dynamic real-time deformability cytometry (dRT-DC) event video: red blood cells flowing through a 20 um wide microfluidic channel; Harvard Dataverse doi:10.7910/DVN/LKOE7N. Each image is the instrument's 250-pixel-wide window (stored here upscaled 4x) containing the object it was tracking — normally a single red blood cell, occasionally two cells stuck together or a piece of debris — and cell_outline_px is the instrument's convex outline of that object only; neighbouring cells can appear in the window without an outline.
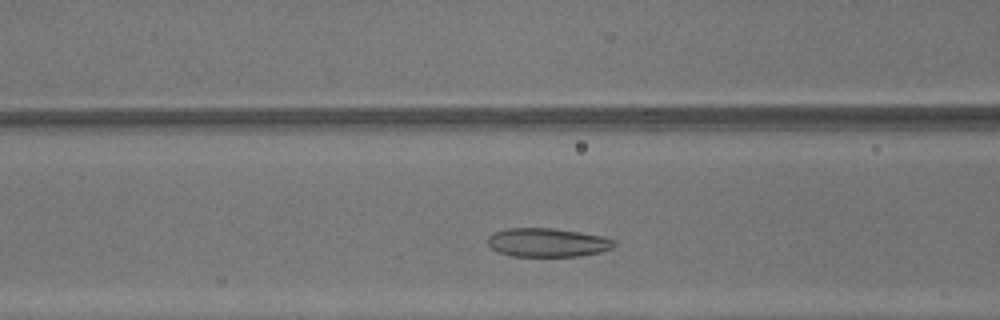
{"species": "common noctule bat (a hibernating species)", "species_latin": "Nyctalus noctula", "temperature_condition": "warm", "stored_images_in_passage": 32, "camera_frame_rate_fps": 3000, "um_per_image_px": 0.085, "animal": {"sex": "male", "body_mass_g": 13.3}, "frame": {"image": 1, "passage_image": 9, "time_ms": 2.667, "image_size_px": [1000, 320], "cell_outline_px": [[616, 244], [612, 248], [600, 252], [580, 256], [512, 256], [500, 252], [492, 248], [488, 244], [488, 236], [492, 232], [508, 228], [552, 228], [580, 232], [604, 236], [616, 240]], "centroid_in_image_um": [46.56, 20.6], "position_along_channel_um": 120.0, "area_um2": 21.27}}
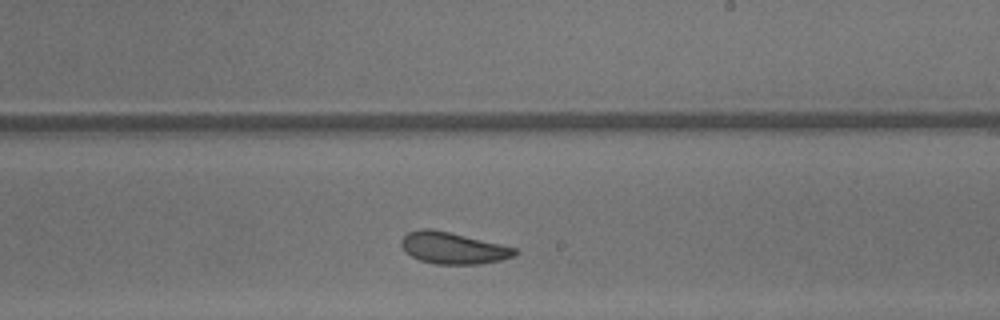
{"frame": {"image": 2, "passage_image": 18, "time_ms": 5.667, "image_size_px": [1000, 320], "cell_outline_px": [[520, 252], [512, 256], [500, 260], [480, 264], [436, 264], [420, 260], [412, 256], [400, 244], [400, 240], [408, 232], [424, 228], [432, 228], [500, 244], [516, 248]], "centroid_in_image_um": [38.5, 21.08], "position_along_channel_um": 250.5, "area_um2": 20.69}}
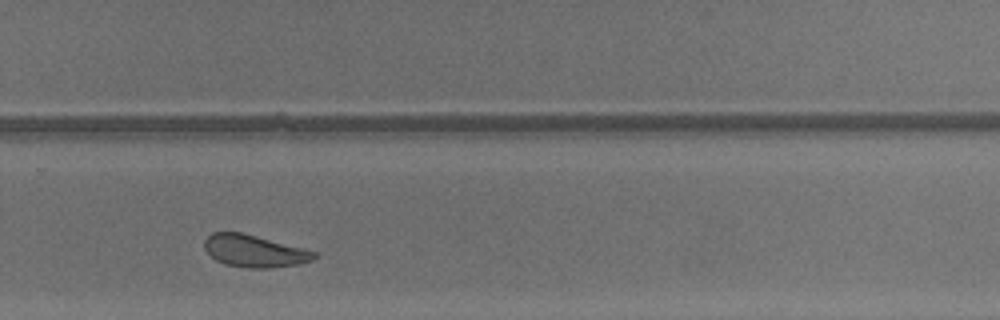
{"frame": {"image": 3, "passage_image": 22, "time_ms": 7.0, "image_size_px": [1000, 320], "cell_outline_px": [[316, 256], [312, 260], [300, 264], [268, 268], [252, 268], [224, 264], [216, 260], [204, 248], [204, 240], [212, 232], [240, 232], [304, 248], [316, 252]], "centroid_in_image_um": [21.61, 21.34], "position_along_channel_um": 308.2, "area_um2": 20.4}, "authors_computed_cell_mechanics": {"area_um2": 20.8658, "velocity_mm_per_s": 4.3604, "shape_relaxation_time_tau1_ms": 5.2758, "shape_relaxation_time_tau2_ms": 2.0899, "deformation_change_tau1": 0.1185, "deformation_change_tau2": 0.0898}}